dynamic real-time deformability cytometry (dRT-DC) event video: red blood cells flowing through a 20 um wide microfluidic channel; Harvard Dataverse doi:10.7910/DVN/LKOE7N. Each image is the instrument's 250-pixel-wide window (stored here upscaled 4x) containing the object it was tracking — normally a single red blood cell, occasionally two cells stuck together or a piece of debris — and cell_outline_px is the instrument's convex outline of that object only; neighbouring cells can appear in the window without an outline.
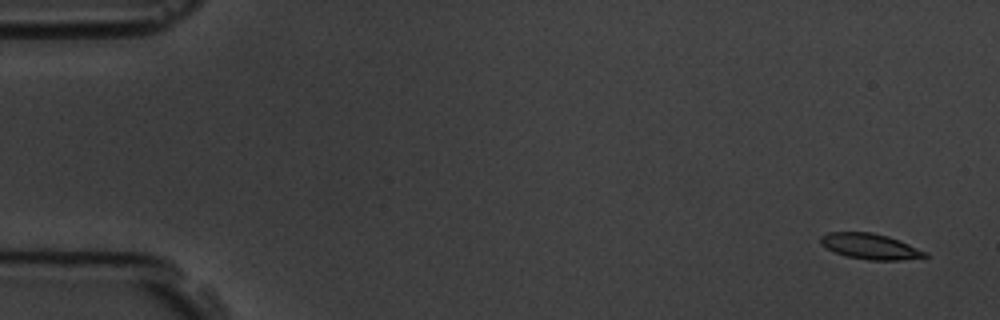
{"species": "common noctule bat (a hibernating species)", "species_latin": "Nyctalus noctula", "temperature_condition": "room temperature", "stored_images_in_passage": 11, "camera_frame_rate_fps": 3000, "um_per_image_px": 0.085, "animal": {"sex": "male", "body_mass_g": 19.5, "forearm_length_mm": 54.6}, "frame": {"image": 1, "passage_image": 1, "time_ms": 0.0, "image_size_px": [1000, 320], "cell_outline_px": [[928, 256], [900, 260], [868, 260], [848, 256], [836, 252], [820, 244], [820, 236], [828, 232], [872, 232], [888, 236], [928, 252]], "centroid_in_image_um": [73.96, 20.93], "position_along_channel_um": 11.0, "area_um2": 15.43}}
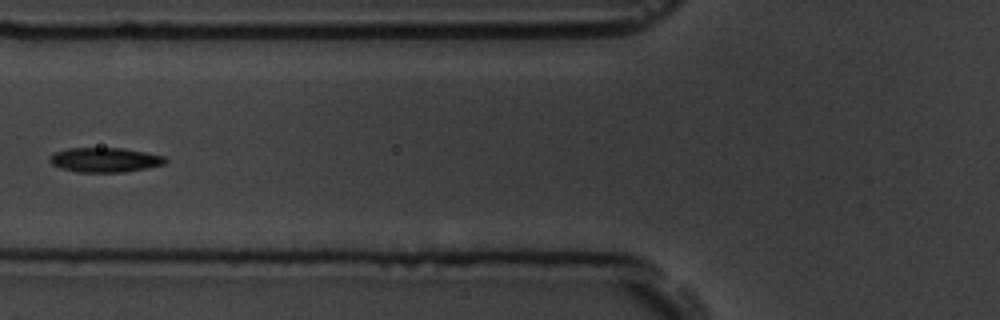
{"frame": {"image": 2, "passage_image": 6, "time_ms": 6.667, "image_size_px": [1000, 320], "cell_outline_px": [[168, 160], [164, 164], [124, 172], [76, 172], [60, 168], [52, 164], [48, 160], [56, 152], [68, 148], [120, 148], [144, 152], [164, 156]], "centroid_in_image_um": [8.9, 13.59], "position_along_channel_um": 116.9, "area_um2": 16.36}}
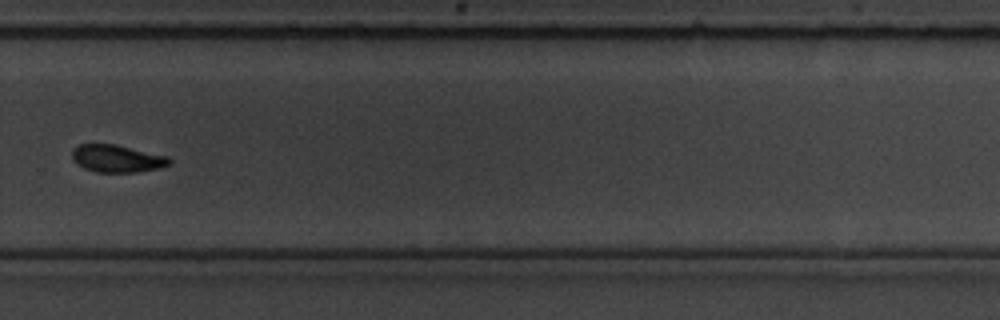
{"frame": {"image": 3, "passage_image": 11, "time_ms": 12.333, "image_size_px": [1000, 320], "cell_outline_px": [[172, 164], [156, 168], [136, 172], [96, 172], [84, 168], [76, 164], [72, 160], [72, 148], [76, 144], [116, 144], [168, 156], [172, 160]], "centroid_in_image_um": [9.91, 13.46], "position_along_channel_um": 319.9, "area_um2": 15.72}}